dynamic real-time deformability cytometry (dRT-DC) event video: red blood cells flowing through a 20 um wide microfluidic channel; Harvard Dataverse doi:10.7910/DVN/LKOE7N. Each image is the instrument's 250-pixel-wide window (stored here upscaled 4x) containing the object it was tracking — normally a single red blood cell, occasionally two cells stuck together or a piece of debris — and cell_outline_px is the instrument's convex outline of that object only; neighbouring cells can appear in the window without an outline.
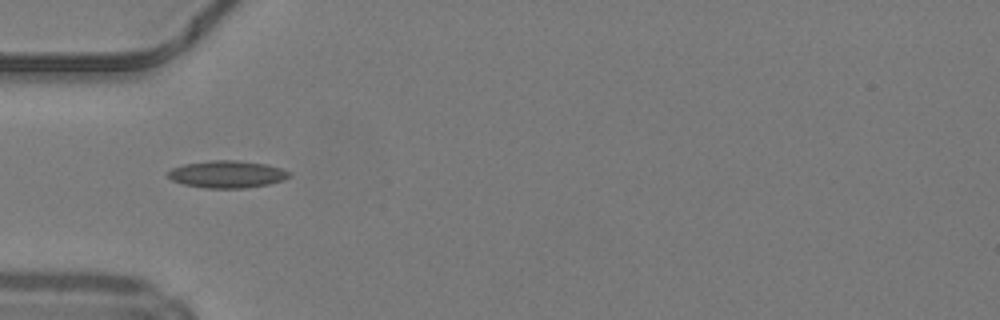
{"species": "common noctule bat (a hibernating species)", "species_latin": "Nyctalus noctula", "temperature_condition": "warm", "stored_images_in_passage": 36, "camera_frame_rate_fps": 3000, "um_per_image_px": 0.085, "animal": {"sex": "male", "body_mass_g": 19.2, "forearm_length_mm": 51.8}, "frame": {"image": 1, "passage_image": 3, "time_ms": 0.667, "image_size_px": [1000, 320], "cell_outline_px": [[292, 176], [284, 180], [268, 184], [244, 188], [204, 188], [184, 184], [172, 180], [168, 176], [168, 172], [172, 168], [184, 164], [208, 160], [236, 160], [268, 164], [292, 172]], "centroid_in_image_um": [19.34, 14.8], "position_along_channel_um": 65.7, "area_um2": 19.36}}
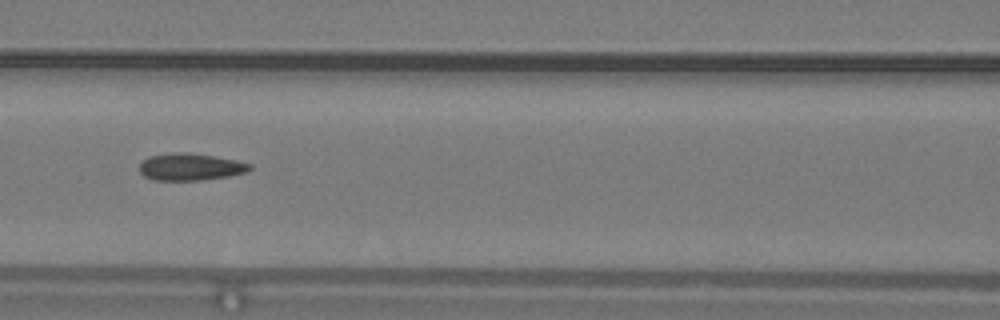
{"frame": {"image": 2, "passage_image": 9, "time_ms": 2.667, "image_size_px": [1000, 320], "cell_outline_px": [[252, 168], [248, 172], [228, 176], [200, 180], [152, 180], [144, 176], [140, 172], [140, 164], [148, 156], [172, 152], [188, 152], [236, 160], [252, 164]], "centroid_in_image_um": [16.18, 14.18], "position_along_channel_um": 150.4, "area_um2": 17.46}}
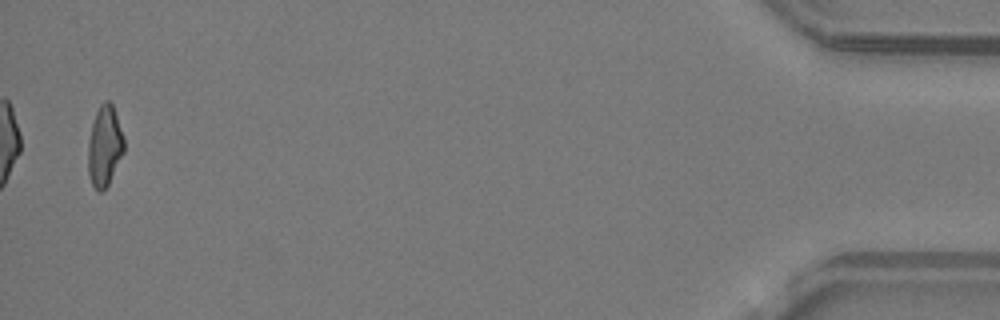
{"frame": {"image": 3, "passage_image": 35, "time_ms": 11.333, "image_size_px": [1000, 320], "cell_outline_px": [[124, 152], [108, 184], [100, 192], [92, 184], [88, 172], [88, 140], [92, 124], [96, 112], [100, 104], [104, 100], [108, 100], [112, 104], [124, 136]], "centroid_in_image_um": [8.89, 12.38], "position_along_channel_um": 426.3, "area_um2": 16.76}, "authors_computed_cell_mechanics": {"area_um2": 17.2533, "velocity_mm_per_s": 4.2313, "shape_relaxation_time_tau1_ms": null, "shape_relaxation_time_tau2_ms": 2.2597, "deformation_change_tau1": null, "deformation_change_tau2": 0.1134}}